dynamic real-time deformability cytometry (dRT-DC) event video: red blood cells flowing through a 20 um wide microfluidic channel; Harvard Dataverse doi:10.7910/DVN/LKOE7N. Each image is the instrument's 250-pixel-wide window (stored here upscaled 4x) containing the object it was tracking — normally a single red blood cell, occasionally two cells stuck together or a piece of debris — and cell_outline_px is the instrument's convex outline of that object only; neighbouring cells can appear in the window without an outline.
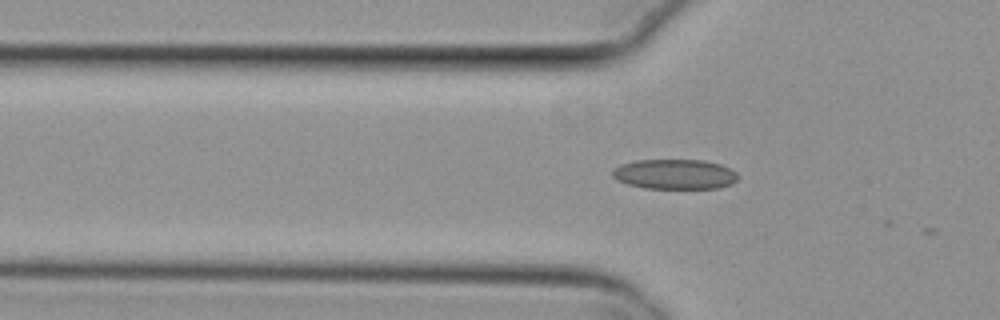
{"species": "common noctule bat (a hibernating species)", "species_latin": "Nyctalus noctula", "temperature_condition": "cold", "stored_images_in_passage": 13, "camera_frame_rate_fps": 3000, "um_per_image_px": 0.085, "animal": {"sex": "female", "body_mass_g": 29.2, "forearm_length_mm": 56.3}, "frame": {"image": 1, "passage_image": 11, "time_ms": 3.333, "image_size_px": [1000, 320], "cell_outline_px": [[736, 180], [732, 184], [720, 188], [644, 188], [628, 184], [616, 180], [612, 176], [612, 168], [620, 164], [636, 160], [700, 160], [720, 164], [736, 172]], "centroid_in_image_um": [57.3, 14.81], "position_along_channel_um": 68.5, "area_um2": 21.91}}